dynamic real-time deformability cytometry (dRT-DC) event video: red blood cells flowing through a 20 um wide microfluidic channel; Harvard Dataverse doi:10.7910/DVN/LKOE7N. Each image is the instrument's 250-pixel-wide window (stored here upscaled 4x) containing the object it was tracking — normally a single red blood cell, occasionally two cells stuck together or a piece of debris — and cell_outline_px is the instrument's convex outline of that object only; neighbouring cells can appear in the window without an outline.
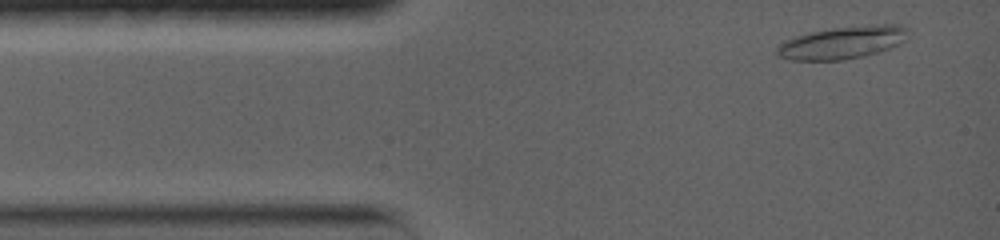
{"species": "common noctule bat (a hibernating species)", "species_latin": "Nyctalus noctula", "temperature_condition": "warm", "stored_images_in_passage": 11, "camera_frame_rate_fps": 5000, "um_per_image_px": 0.085, "animal": {"sex": "female", "body_mass_g": 19.0, "forearm_length_mm": 56.7}, "frame": {"image": 1, "passage_image": 1, "time_ms": 0.0, "image_size_px": [1000, 240], "cell_outline_px": [[908, 28], [904, 40], [900, 44], [864, 56], [840, 60], [788, 60], [780, 56], [776, 52], [776, 48], [784, 40], [796, 36], [812, 32], [832, 28], [880, 24], [900, 24]], "centroid_in_image_um": [71.59, 3.61], "position_along_channel_um": 13.4, "area_um2": 24.62}}
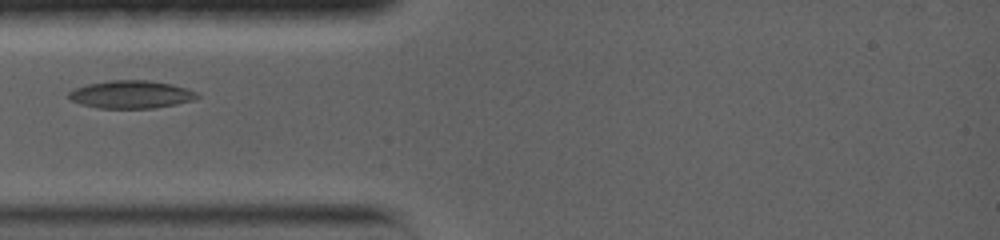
{"frame": {"image": 2, "passage_image": 7, "time_ms": 3.2, "image_size_px": [1000, 240], "cell_outline_px": [[200, 96], [192, 100], [176, 104], [152, 108], [100, 108], [80, 104], [72, 100], [68, 96], [68, 92], [76, 88], [88, 84], [108, 80], [148, 80], [172, 84], [196, 92]], "centroid_in_image_um": [11.13, 8.02], "position_along_channel_um": 73.9, "area_um2": 20.63}}
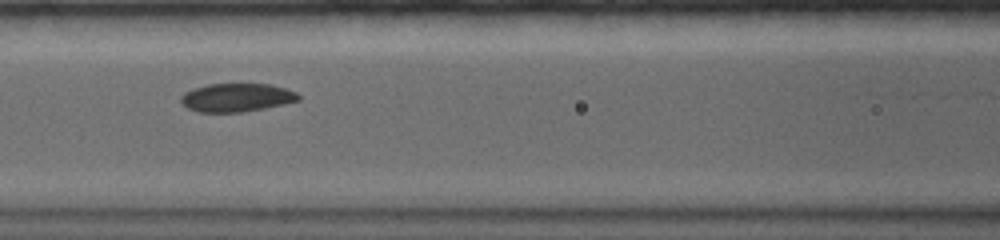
{"frame": {"image": 3, "passage_image": 10, "time_ms": 5.2, "image_size_px": [1000, 240], "cell_outline_px": [[300, 100], [284, 104], [244, 112], [196, 112], [180, 104], [180, 96], [184, 92], [192, 88], [208, 84], [272, 84], [296, 92], [300, 96]], "centroid_in_image_um": [20.07, 8.29], "position_along_channel_um": 146.5, "area_um2": 19.65}}